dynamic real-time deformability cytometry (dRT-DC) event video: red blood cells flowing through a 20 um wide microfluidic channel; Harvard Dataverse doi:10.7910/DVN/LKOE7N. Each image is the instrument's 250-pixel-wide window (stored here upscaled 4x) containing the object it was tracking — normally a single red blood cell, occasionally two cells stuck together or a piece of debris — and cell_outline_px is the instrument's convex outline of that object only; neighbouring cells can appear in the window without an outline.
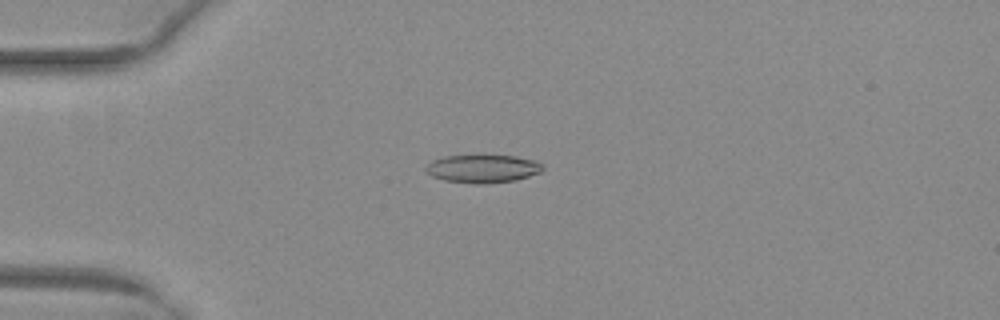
{"species": "common noctule bat (a hibernating species)", "species_latin": "Nyctalus noctula", "temperature_condition": "warm", "stored_images_in_passage": 39, "camera_frame_rate_fps": 3000, "um_per_image_px": 0.085, "animal": {"sex": "female", "body_mass_g": 29.2, "forearm_length_mm": 56.3}, "frame": {"image": 1, "passage_image": 2, "time_ms": 0.333, "image_size_px": [1000, 320], "cell_outline_px": [[544, 168], [540, 172], [516, 180], [484, 184], [476, 184], [444, 180], [432, 176], [424, 168], [432, 160], [444, 156], [476, 152], [516, 156], [536, 160], [544, 164]], "centroid_in_image_um": [41.04, 14.28], "position_along_channel_um": 44.0, "area_um2": 20.11}}
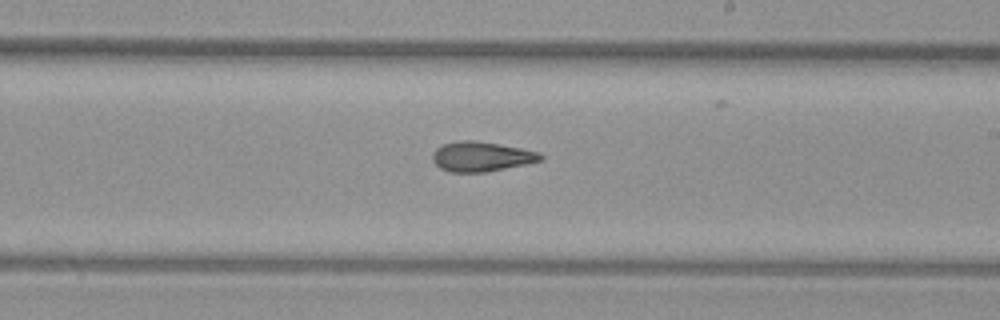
{"frame": {"image": 2, "passage_image": 19, "time_ms": 6.0, "image_size_px": [1000, 320], "cell_outline_px": [[544, 160], [484, 172], [448, 172], [440, 168], [432, 160], [432, 152], [436, 148], [444, 144], [456, 140], [472, 140], [500, 144], [540, 152], [544, 156]], "centroid_in_image_um": [40.89, 13.3], "position_along_channel_um": 248.1, "area_um2": 18.79}}
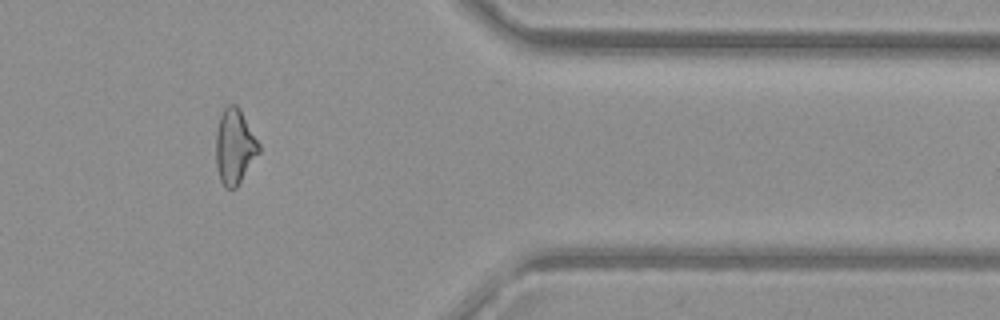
{"frame": {"image": 3, "passage_image": 31, "time_ms": 10.0, "image_size_px": [1000, 320], "cell_outline_px": [[260, 152], [236, 188], [224, 188], [220, 180], [216, 168], [216, 132], [220, 116], [224, 108], [228, 104], [236, 104], [240, 108], [260, 144]], "centroid_in_image_um": [19.94, 12.46], "position_along_channel_um": 391.5, "area_um2": 18.96}, "authors_computed_cell_mechanics": {"area_um2": 18.9584, "velocity_mm_per_s": 4.0791, "shape_relaxation_time_tau1_ms": null, "shape_relaxation_time_tau2_ms": 3.0253, "deformation_change_tau1": null, "deformation_change_tau2": 0.1252}}